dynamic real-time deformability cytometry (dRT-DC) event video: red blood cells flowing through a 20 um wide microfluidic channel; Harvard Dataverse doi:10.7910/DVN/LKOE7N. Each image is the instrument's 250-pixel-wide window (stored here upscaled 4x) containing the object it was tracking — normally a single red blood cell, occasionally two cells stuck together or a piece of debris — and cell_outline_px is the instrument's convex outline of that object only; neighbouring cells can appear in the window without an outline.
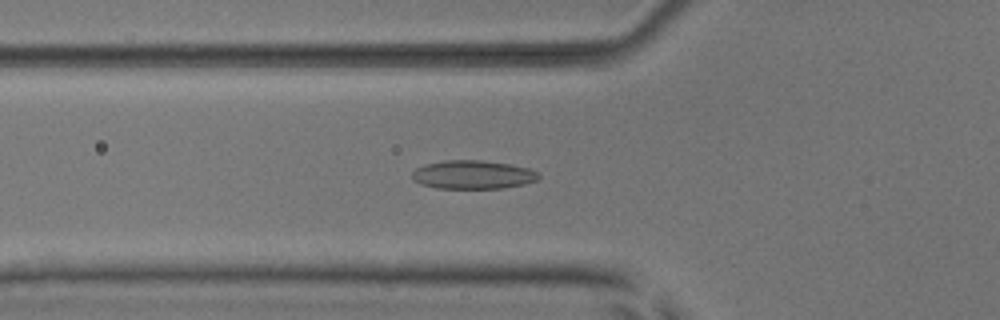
{"species": "common noctule bat (a hibernating species)", "species_latin": "Nyctalus noctula", "temperature_condition": "room temperature", "stored_images_in_passage": 53, "camera_frame_rate_fps": 3000, "um_per_image_px": 0.085, "animal": {"sex": "male", "body_mass_g": 17.9, "forearm_length_mm": 54.2}, "frame": {"image": 1, "passage_image": 19, "time_ms": 6.0, "image_size_px": [1000, 320], "cell_outline_px": [[540, 176], [536, 180], [524, 184], [504, 188], [436, 188], [420, 184], [412, 180], [412, 172], [416, 168], [424, 164], [444, 160], [480, 160], [508, 164], [528, 168], [540, 172]], "centroid_in_image_um": [40.17, 14.85], "position_along_channel_um": 85.6, "area_um2": 21.15}}
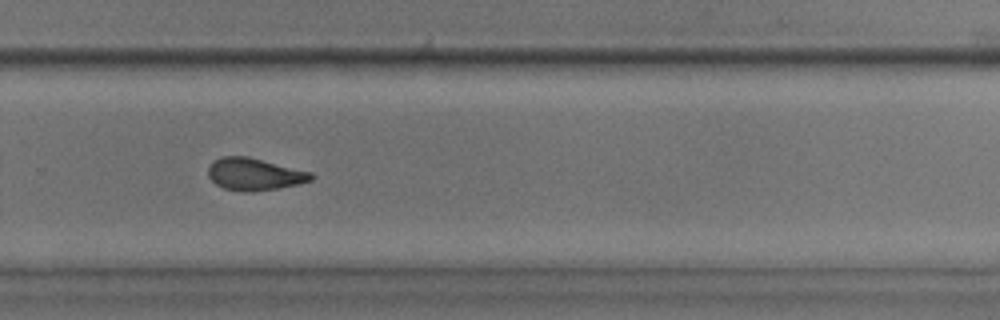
{"frame": {"image": 2, "passage_image": 36, "time_ms": 11.667, "image_size_px": [1000, 320], "cell_outline_px": [[312, 180], [296, 184], [276, 188], [252, 192], [240, 192], [224, 188], [216, 184], [208, 176], [208, 168], [220, 156], [248, 156], [312, 172]], "centroid_in_image_um": [21.61, 14.8], "position_along_channel_um": 308.2, "area_um2": 19.19}}
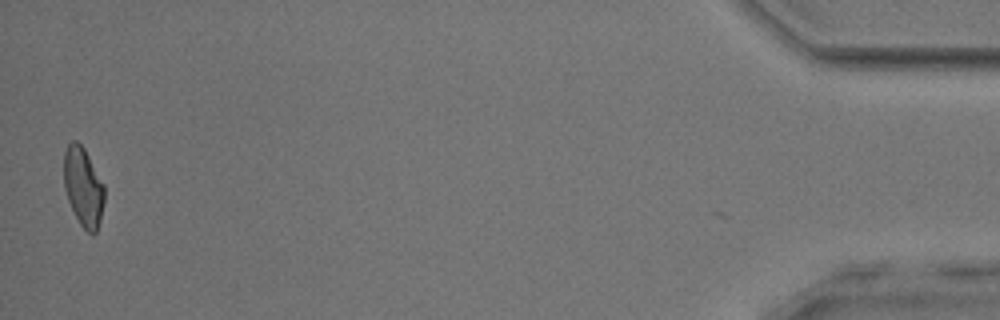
{"frame": {"image": 3, "passage_image": 52, "time_ms": 17.0, "image_size_px": [1000, 320], "cell_outline_px": [[104, 200], [100, 220], [96, 232], [92, 236], [80, 224], [68, 200], [64, 188], [64, 152], [68, 144], [72, 140], [76, 140], [84, 148], [104, 184]], "centroid_in_image_um": [7.08, 15.88], "position_along_channel_um": 428.1, "area_um2": 18.55}, "authors_computed_cell_mechanics": {"area_um2": 19.4786, "velocity_mm_per_s": 3.9301, "shape_relaxation_time_tau1_ms": null, "shape_relaxation_time_tau2_ms": 1.9896, "deformation_change_tau1": null, "deformation_change_tau2": 0.0718}}